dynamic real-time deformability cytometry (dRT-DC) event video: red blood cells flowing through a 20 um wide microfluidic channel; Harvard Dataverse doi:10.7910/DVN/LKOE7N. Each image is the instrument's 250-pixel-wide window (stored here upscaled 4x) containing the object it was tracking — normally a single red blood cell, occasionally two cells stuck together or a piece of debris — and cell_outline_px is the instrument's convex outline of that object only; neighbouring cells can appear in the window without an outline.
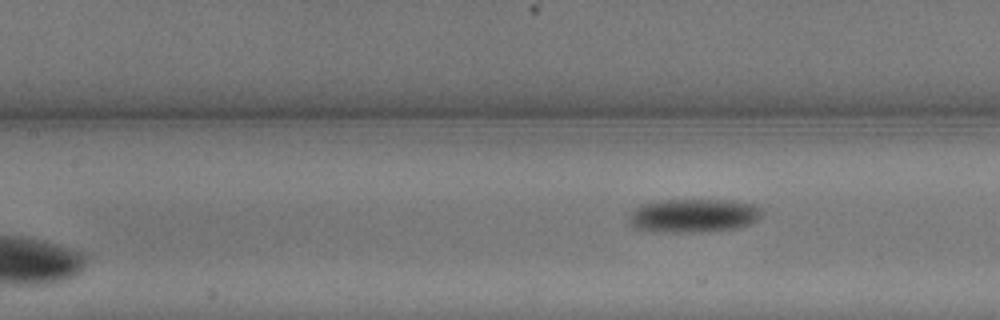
{"species": "common noctule bat (a hibernating species)", "species_latin": "Nyctalus noctula", "temperature_condition": "warm", "stored_images_in_passage": 8, "segment_of_instrument_passage": [3, 3], "camera_frame_rate_fps": 3000, "um_per_image_px": 0.085, "animal": {"sex": "male", "body_mass_g": 13.3}, "frame": {"image": 1, "passage_image": 8, "time_ms": 2.333, "image_size_px": [1000, 320], "cell_outline_px": [[764, 212], [752, 224], [736, 228], [708, 232], [660, 232], [632, 228], [628, 224], [628, 216], [640, 204], [664, 200], [728, 200], [752, 204], [760, 208]], "centroid_in_image_um": [58.92, 18.34], "position_along_channel_um": 148.5, "area_um2": 26.36}}